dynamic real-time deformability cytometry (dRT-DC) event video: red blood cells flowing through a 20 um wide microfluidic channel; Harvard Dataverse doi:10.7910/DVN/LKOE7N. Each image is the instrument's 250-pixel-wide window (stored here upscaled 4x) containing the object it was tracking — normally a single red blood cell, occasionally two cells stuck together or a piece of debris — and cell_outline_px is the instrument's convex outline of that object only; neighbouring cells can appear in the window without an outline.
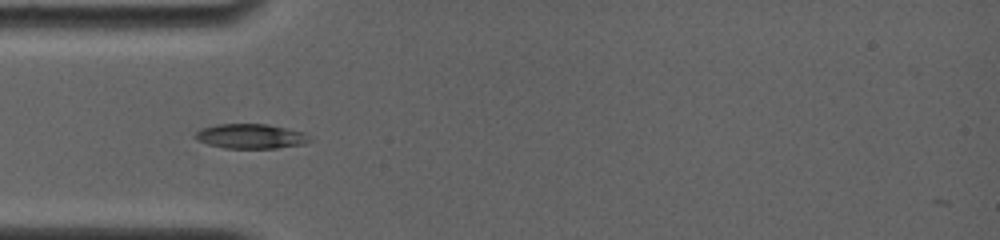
{"species": "common noctule bat (a hibernating species)", "species_latin": "Nyctalus noctula", "temperature_condition": "room temperature", "stored_images_in_passage": 17, "camera_frame_rate_fps": 4000, "um_per_image_px": 0.085, "animal": {"sex": "female", "body_mass_g": 19.0, "forearm_length_mm": 56.7}, "frame": {"image": 1, "passage_image": 2, "time_ms": 0.25, "image_size_px": [1000, 240], "cell_outline_px": [[312, 140], [304, 144], [276, 148], [224, 148], [208, 144], [196, 140], [192, 136], [200, 128], [216, 124], [268, 124], [288, 128], [304, 132]], "centroid_in_image_um": [21.28, 11.57], "position_along_channel_um": 63.7, "area_um2": 16.65}}
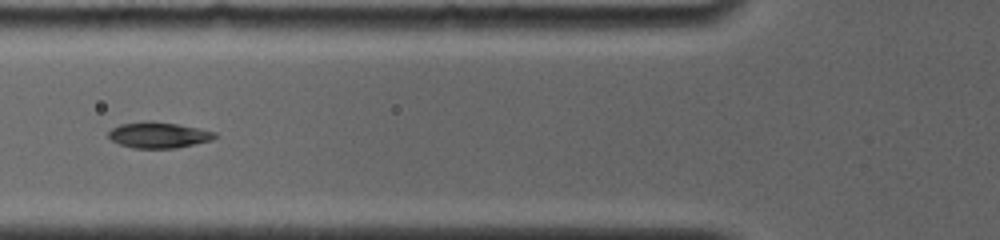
{"frame": {"image": 2, "passage_image": 6, "time_ms": 1.5, "image_size_px": [1000, 240], "cell_outline_px": [[220, 136], [212, 140], [176, 148], [132, 148], [120, 144], [112, 140], [108, 136], [108, 132], [112, 128], [120, 124], [144, 120], [152, 120], [176, 124], [216, 132]], "centroid_in_image_um": [13.48, 11.47], "position_along_channel_um": 112.3, "area_um2": 16.18}}
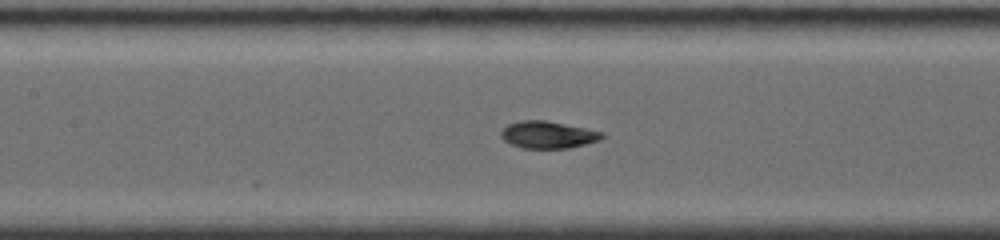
{"frame": {"image": 3, "passage_image": 14, "time_ms": 2.75, "image_size_px": [1000, 240], "cell_outline_px": [[604, 136], [600, 140], [568, 148], [524, 148], [512, 144], [504, 140], [500, 136], [500, 132], [508, 124], [520, 120], [548, 120], [604, 132]], "centroid_in_image_um": [46.58, 11.44], "position_along_channel_um": 160.8, "area_um2": 15.95}}